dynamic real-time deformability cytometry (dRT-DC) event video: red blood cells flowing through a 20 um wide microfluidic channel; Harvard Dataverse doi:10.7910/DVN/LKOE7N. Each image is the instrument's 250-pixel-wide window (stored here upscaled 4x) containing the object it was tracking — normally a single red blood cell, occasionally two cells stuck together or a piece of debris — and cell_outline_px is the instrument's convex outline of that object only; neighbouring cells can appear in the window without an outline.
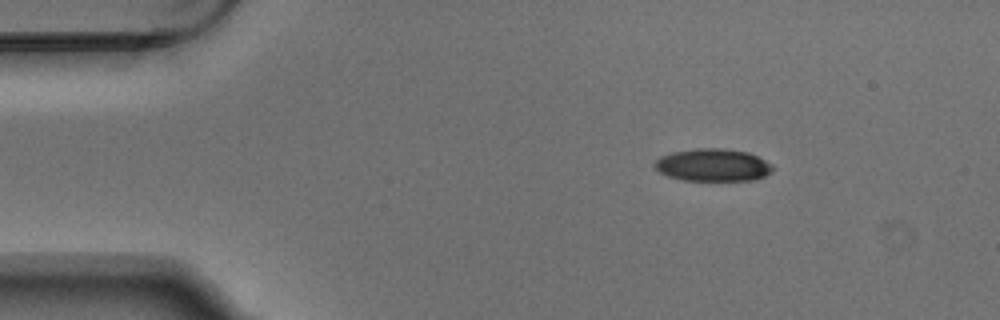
{"species": "Egyptian fruit bat (a non-hibernating species)", "species_latin": "Rousettus aegyptiacus", "temperature_condition": "warm", "stored_images_in_passage": 1, "camera_frame_rate_fps": 3000, "um_per_image_px": 0.085, "animal": {"sex": "male"}, "frame": {"image": 1, "passage_image": 1, "time_ms": 0.0, "image_size_px": [1000, 320], "cell_outline_px": [[772, 172], [764, 176], [752, 180], [684, 180], [668, 176], [660, 172], [652, 164], [660, 156], [672, 152], [696, 148], [724, 148], [748, 152], [772, 164]], "centroid_in_image_um": [60.57, 14.02], "position_along_channel_um": 24.4, "area_um2": 22.31}}